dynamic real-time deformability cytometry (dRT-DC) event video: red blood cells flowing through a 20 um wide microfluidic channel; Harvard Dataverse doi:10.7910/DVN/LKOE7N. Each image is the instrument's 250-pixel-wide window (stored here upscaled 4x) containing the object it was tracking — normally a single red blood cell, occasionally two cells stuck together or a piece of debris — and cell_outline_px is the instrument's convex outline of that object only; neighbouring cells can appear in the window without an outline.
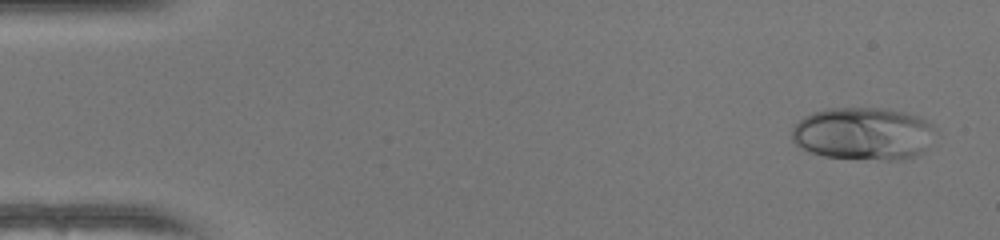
{"species": "human", "species_latin": "Homo sapiens", "temperature_condition": "warm", "stored_images_in_passage": 50, "camera_frame_rate_fps": 3000, "um_per_image_px": 0.085, "donor": {"sex": "female"}, "frame": {"image": 1, "passage_image": 3, "time_ms": 0.667, "image_size_px": [1000, 240], "cell_outline_px": [[936, 128], [924, 148], [920, 152], [904, 160], [884, 160], [824, 156], [800, 148], [792, 140], [792, 128], [804, 116], [812, 112], [828, 108], [884, 108], [904, 112], [920, 116], [932, 124]], "centroid_in_image_um": [73.35, 11.34], "position_along_channel_um": 11.6, "area_um2": 43.93}}
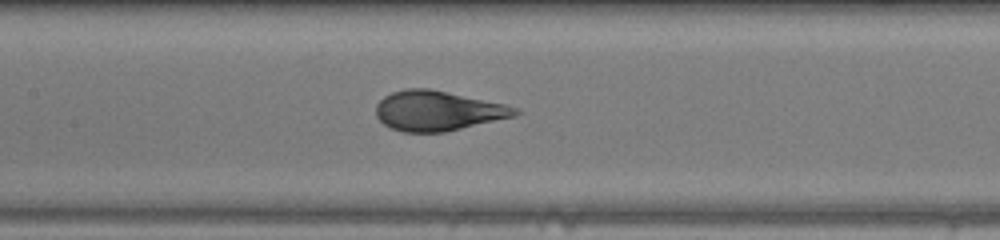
{"frame": {"image": 2, "passage_image": 24, "time_ms": 7.667, "image_size_px": [1000, 240], "cell_outline_px": [[520, 112], [516, 116], [444, 132], [404, 132], [392, 128], [384, 124], [376, 116], [376, 104], [384, 96], [392, 92], [404, 88], [428, 88], [504, 104], [520, 108]], "centroid_in_image_um": [37.2, 9.41], "position_along_channel_um": 170.2, "area_um2": 32.19}}
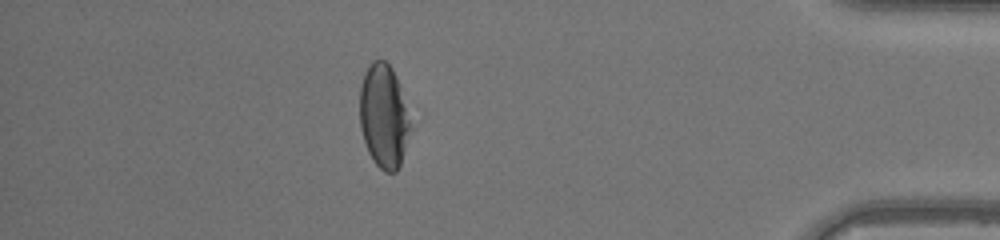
{"frame": {"image": 3, "passage_image": 44, "time_ms": 14.333, "image_size_px": [1000, 240], "cell_outline_px": [[412, 128], [400, 164], [396, 172], [384, 172], [372, 160], [368, 152], [360, 128], [360, 84], [364, 72], [372, 60], [384, 60], [392, 68], [396, 76]], "centroid_in_image_um": [32.6, 9.88], "position_along_channel_um": 402.6, "area_um2": 30.58}, "authors_computed_cell_mechanics": {"area_um2": 33.5529, "velocity_mm_per_s": 4.1605, "shape_relaxation_time_tau1_ms": 5.1846, "shape_relaxation_time_tau2_ms": null, "deformation_change_tau1": 0.2079, "deformation_change_tau2": null}}